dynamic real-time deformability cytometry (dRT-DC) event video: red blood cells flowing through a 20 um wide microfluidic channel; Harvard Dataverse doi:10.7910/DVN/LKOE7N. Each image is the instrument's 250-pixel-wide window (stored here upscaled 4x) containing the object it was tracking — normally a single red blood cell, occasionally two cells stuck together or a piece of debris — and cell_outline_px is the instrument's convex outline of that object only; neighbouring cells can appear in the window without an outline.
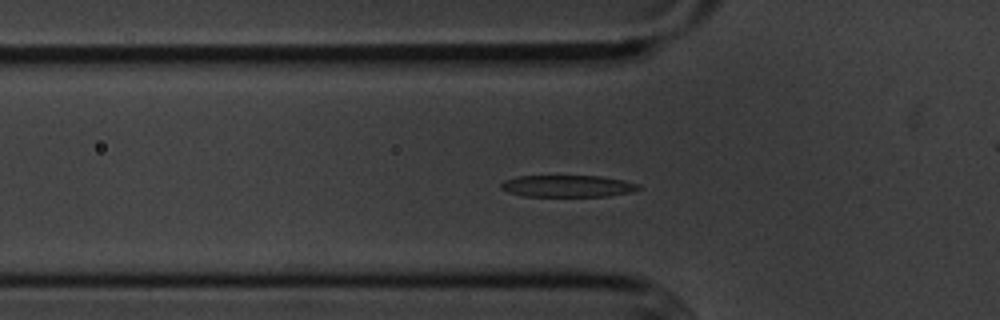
{"species": "common noctule bat (a hibernating species)", "species_latin": "Nyctalus noctula", "temperature_condition": "cold", "stored_images_in_passage": 56, "camera_frame_rate_fps": 3000, "um_per_image_px": 0.085, "animal": {"sex": "male", "body_mass_g": 20.1, "forearm_length_mm": 53.5}, "frame": {"image": 1, "passage_image": 18, "time_ms": 5.667, "image_size_px": [1000, 320], "cell_outline_px": [[640, 188], [632, 192], [608, 196], [524, 196], [508, 192], [500, 188], [500, 184], [504, 180], [516, 176], [600, 176], [624, 180], [640, 184]], "centroid_in_image_um": [48.24, 15.81], "position_along_channel_um": 77.6, "area_um2": 17.57}}
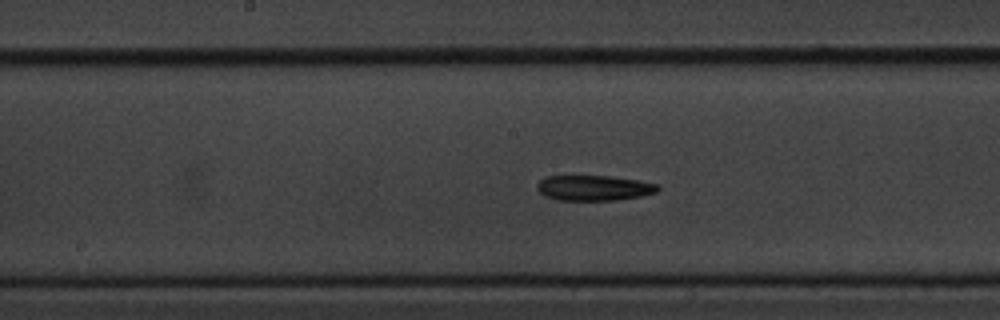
{"frame": {"image": 2, "passage_image": 28, "time_ms": 9.0, "image_size_px": [1000, 320], "cell_outline_px": [[660, 188], [656, 192], [644, 196], [616, 200], [556, 200], [544, 196], [536, 188], [536, 184], [544, 176], [608, 176], [636, 180], [656, 184]], "centroid_in_image_um": [50.44, 15.98], "position_along_channel_um": 197.8, "area_um2": 17.86}}
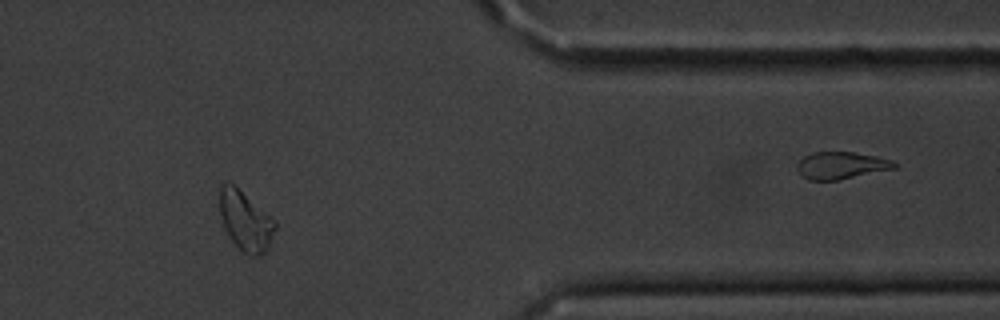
{"frame": {"image": 3, "passage_image": 46, "time_ms": 15.0, "image_size_px": [1000, 320], "cell_outline_px": [[276, 228], [268, 248], [260, 256], [248, 256], [228, 236], [220, 212], [220, 184], [228, 180], [236, 184], [276, 220]], "centroid_in_image_um": [20.88, 18.71], "position_along_channel_um": 390.5, "area_um2": 19.59}, "authors_computed_cell_mechanics": {"area_um2": 18.0336, "velocity_mm_per_s": 3.5804, "shape_relaxation_time_tau1_ms": 3.027, "shape_relaxation_time_tau2_ms": 10.722, "deformation_change_tau1": 0.1268, "deformation_change_tau2": 0.2046}}